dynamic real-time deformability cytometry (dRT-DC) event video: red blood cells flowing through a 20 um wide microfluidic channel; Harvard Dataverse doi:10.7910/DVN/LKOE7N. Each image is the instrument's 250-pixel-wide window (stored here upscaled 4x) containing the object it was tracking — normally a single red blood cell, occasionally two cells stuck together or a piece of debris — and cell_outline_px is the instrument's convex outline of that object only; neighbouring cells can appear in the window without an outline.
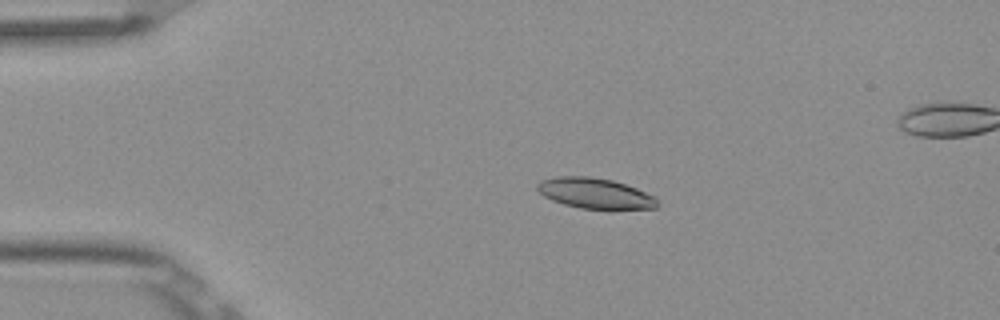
{"species": "Egyptian fruit bat (a non-hibernating species)", "species_latin": "Rousettus aegyptiacus", "temperature_condition": "room temperature", "stored_images_in_passage": 6, "camera_frame_rate_fps": 3000, "um_per_image_px": 0.085, "frame": {"image": 1, "passage_image": 4, "time_ms": 1.0, "image_size_px": [1000, 320], "cell_outline_px": [[660, 204], [656, 208], [580, 208], [564, 204], [552, 200], [544, 196], [536, 188], [536, 184], [540, 180], [556, 176], [588, 176], [612, 180], [636, 188], [656, 196]], "centroid_in_image_um": [50.57, 16.41], "position_along_channel_um": 34.4, "area_um2": 21.21}}